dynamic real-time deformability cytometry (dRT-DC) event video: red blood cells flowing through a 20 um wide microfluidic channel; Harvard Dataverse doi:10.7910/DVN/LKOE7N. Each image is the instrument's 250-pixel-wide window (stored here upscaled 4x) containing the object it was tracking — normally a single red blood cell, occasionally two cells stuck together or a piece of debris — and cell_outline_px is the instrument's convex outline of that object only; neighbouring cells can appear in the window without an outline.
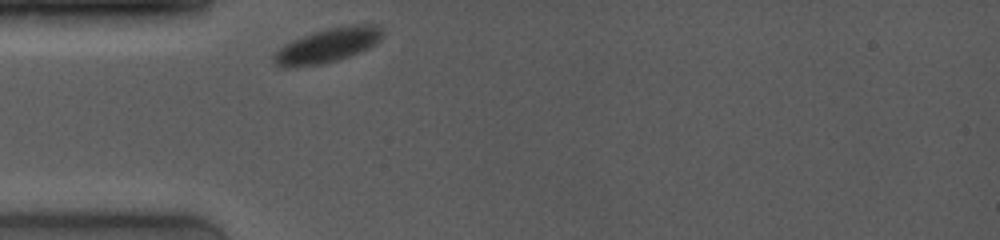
{"species": "common noctule bat (a hibernating species)", "species_latin": "Nyctalus noctula", "temperature_condition": "room temperature", "stored_images_in_passage": 23, "camera_frame_rate_fps": 4000, "um_per_image_px": 0.085, "animal": {"sex": "female", "body_mass_g": 19.0, "forearm_length_mm": 53.3}, "frame": {"image": 1, "passage_image": 1, "time_ms": 0.0, "image_size_px": [1000, 240], "cell_outline_px": [[384, 28], [380, 40], [376, 44], [348, 56], [336, 60], [320, 64], [284, 68], [280, 68], [272, 60], [272, 56], [284, 44], [292, 40], [312, 32], [328, 28], [348, 24], [372, 24]], "centroid_in_image_um": [27.83, 3.84], "position_along_channel_um": 57.2, "area_um2": 21.73}}
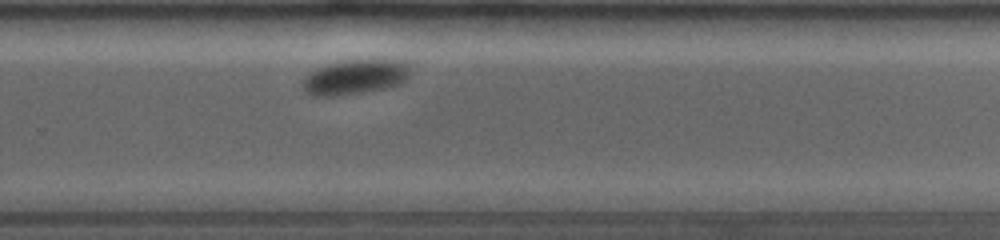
{"frame": {"image": 2, "passage_image": 23, "time_ms": 7.0, "image_size_px": [1000, 240], "cell_outline_px": [[412, 72], [400, 84], [388, 88], [336, 96], [316, 96], [308, 92], [304, 88], [304, 76], [308, 72], [328, 64], [352, 60], [400, 60], [408, 64]], "centroid_in_image_um": [30.22, 6.55], "position_along_channel_um": 299.6, "area_um2": 21.62}}